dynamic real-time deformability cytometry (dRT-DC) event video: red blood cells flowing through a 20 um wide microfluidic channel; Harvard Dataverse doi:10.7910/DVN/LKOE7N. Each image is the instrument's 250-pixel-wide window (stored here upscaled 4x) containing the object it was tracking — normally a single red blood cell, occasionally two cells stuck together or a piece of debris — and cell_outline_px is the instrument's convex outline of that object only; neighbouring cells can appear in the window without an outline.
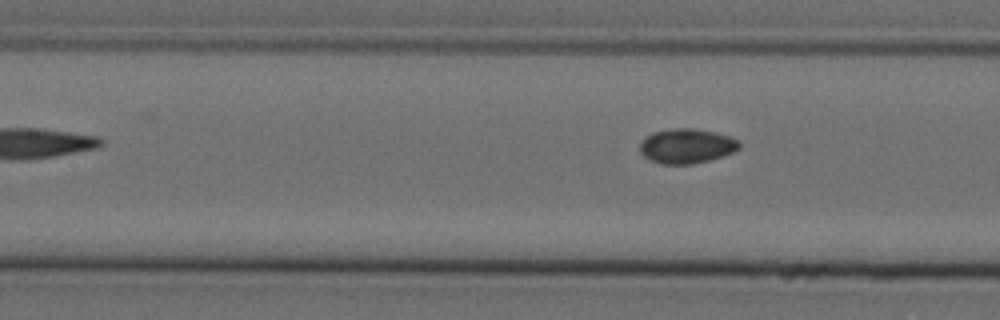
{"species": "Egyptian fruit bat (a non-hibernating species)", "species_latin": "Rousettus aegyptiacus", "temperature_condition": "cold", "stored_images_in_passage": 10, "segment_of_instrument_passage": [2, 2], "camera_frame_rate_fps": 3000, "um_per_image_px": 0.085, "animal": {"sex": "female"}, "frame": {"image": 1, "passage_image": 10, "time_ms": 3.0, "image_size_px": [1000, 320], "cell_outline_px": [[740, 148], [724, 156], [692, 164], [660, 164], [648, 160], [640, 152], [640, 144], [652, 132], [676, 128], [696, 128], [716, 132], [732, 136], [740, 140]], "centroid_in_image_um": [58.4, 12.41], "position_along_channel_um": 149.0, "area_um2": 20.29}}